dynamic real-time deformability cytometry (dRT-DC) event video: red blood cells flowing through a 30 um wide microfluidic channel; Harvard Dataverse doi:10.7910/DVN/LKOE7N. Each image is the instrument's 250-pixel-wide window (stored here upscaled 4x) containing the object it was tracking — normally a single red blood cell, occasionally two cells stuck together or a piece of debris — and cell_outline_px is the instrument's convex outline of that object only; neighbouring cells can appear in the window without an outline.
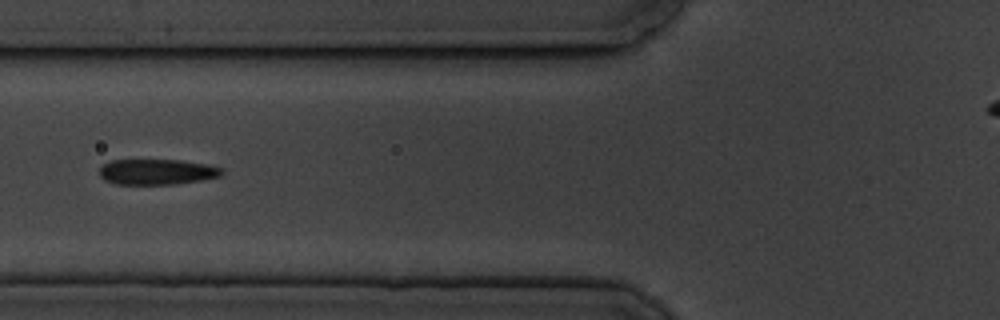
{"species": "common noctule bat (a hibernating species)", "species_latin": "Nyctalus noctula", "temperature_condition": "cold", "stored_images_in_passage": 6, "camera_frame_rate_fps": 3000, "um_per_image_px": 0.085, "animal": {"sex": "male", "body_mass_g": 19.5, "forearm_length_mm": 54.6}, "frame": {"image": 1, "passage_image": 3, "time_ms": 2.333, "image_size_px": [1000, 320], "cell_outline_px": [[224, 172], [220, 176], [200, 180], [176, 184], [116, 184], [104, 180], [100, 176], [100, 168], [104, 164], [112, 160], [180, 160], [208, 164], [224, 168]], "centroid_in_image_um": [13.37, 14.6], "position_along_channel_um": 112.4, "area_um2": 18.26}}
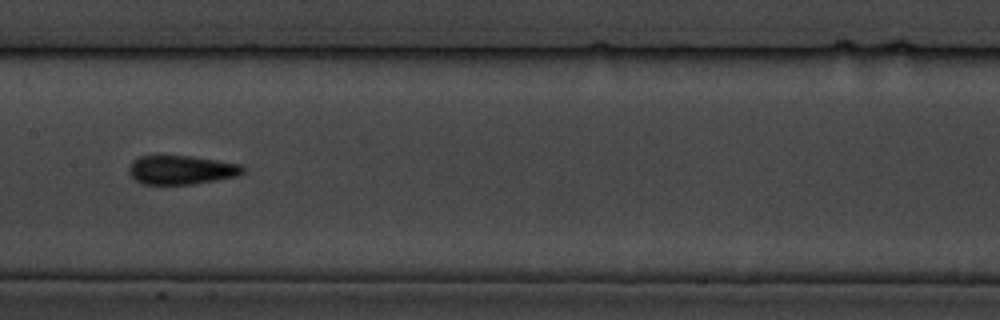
{"frame": {"image": 2, "passage_image": 5, "time_ms": 4.667, "image_size_px": [1000, 320], "cell_outline_px": [[244, 172], [236, 176], [216, 180], [192, 184], [144, 184], [136, 180], [128, 172], [128, 168], [132, 160], [140, 156], [192, 156], [240, 164], [244, 168]], "centroid_in_image_um": [15.39, 14.44], "position_along_channel_um": 192.0, "area_um2": 19.07}}
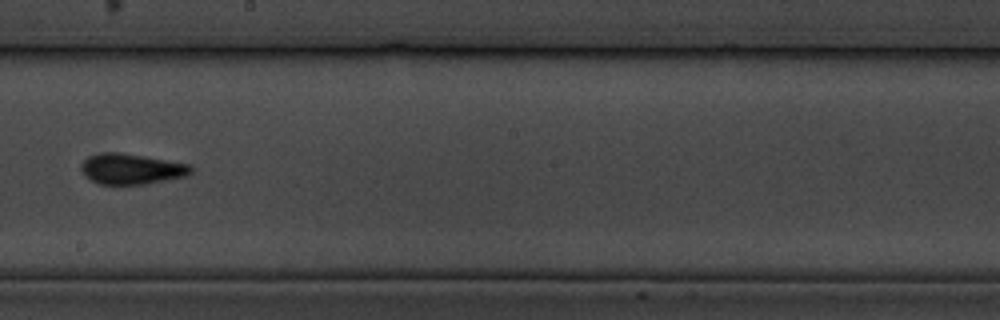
{"frame": {"image": 3, "passage_image": 6, "time_ms": 6.0, "image_size_px": [1000, 320], "cell_outline_px": [[192, 172], [188, 176], [168, 180], [144, 184], [100, 184], [88, 180], [80, 172], [80, 164], [88, 156], [100, 152], [116, 152], [192, 164]], "centroid_in_image_um": [11.14, 14.37], "position_along_channel_um": 237.1, "area_um2": 19.83}}